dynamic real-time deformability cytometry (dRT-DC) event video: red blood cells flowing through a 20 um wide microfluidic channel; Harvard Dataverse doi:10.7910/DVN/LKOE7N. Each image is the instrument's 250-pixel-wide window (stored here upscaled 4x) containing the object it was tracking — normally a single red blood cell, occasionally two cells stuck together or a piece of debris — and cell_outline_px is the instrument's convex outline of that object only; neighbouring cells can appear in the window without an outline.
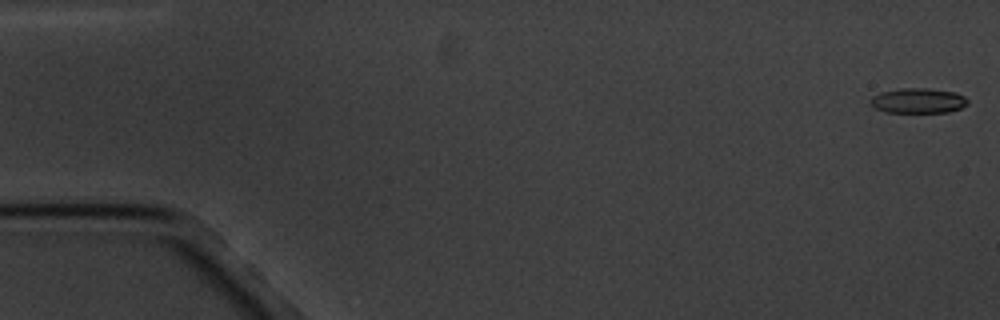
{"species": "common noctule bat (a hibernating species)", "species_latin": "Nyctalus noctula", "temperature_condition": "cold", "stored_images_in_passage": 7, "camera_frame_rate_fps": 3000, "um_per_image_px": 0.085, "animal": {"sex": "male", "body_mass_g": 20.1, "forearm_length_mm": 53.5}, "frame": {"image": 1, "passage_image": 1, "time_ms": 0.0, "image_size_px": [1000, 320], "cell_outline_px": [[968, 104], [960, 108], [948, 112], [884, 112], [872, 108], [868, 104], [868, 100], [872, 96], [880, 92], [900, 88], [924, 88], [956, 92], [964, 96], [968, 100]], "centroid_in_image_um": [77.97, 8.56], "position_along_channel_um": 7.0, "area_um2": 14.45}}
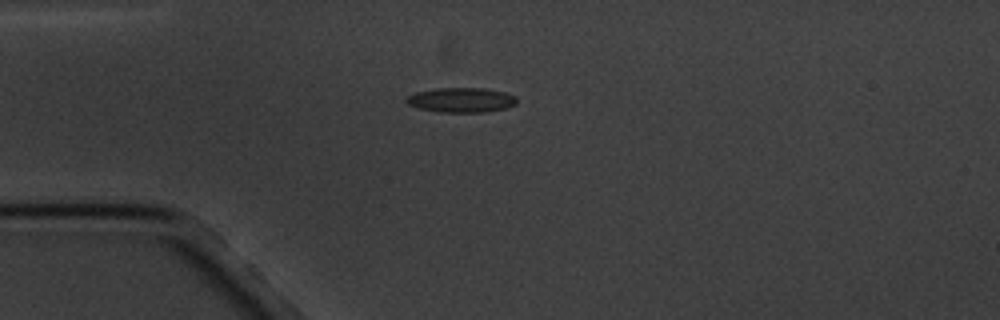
{"frame": {"image": 2, "passage_image": 5, "time_ms": 4.667, "image_size_px": [1000, 320], "cell_outline_px": [[516, 104], [508, 108], [484, 112], [440, 112], [420, 108], [408, 104], [404, 100], [408, 96], [416, 92], [436, 88], [484, 88], [504, 92], [516, 96]], "centroid_in_image_um": [39.23, 8.5], "position_along_channel_um": 45.8, "area_um2": 15.9}}
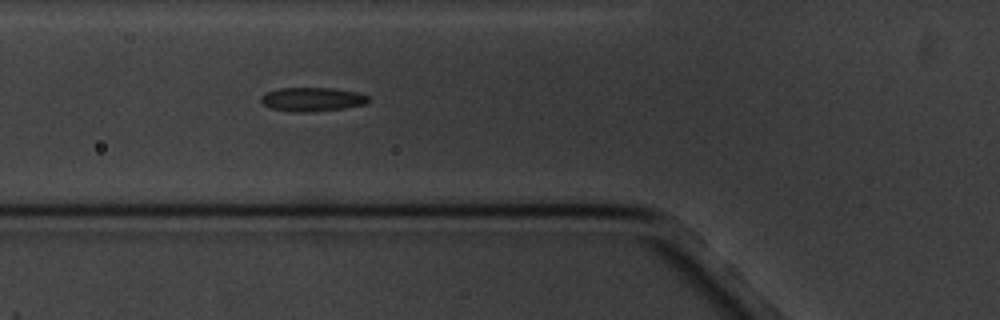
{"frame": {"image": 3, "passage_image": 7, "time_ms": 6.667, "image_size_px": [1000, 320], "cell_outline_px": [[368, 104], [344, 108], [304, 112], [296, 112], [272, 108], [264, 104], [260, 100], [260, 96], [264, 92], [280, 88], [332, 88], [356, 92], [368, 96]], "centroid_in_image_um": [26.52, 8.43], "position_along_channel_um": 99.3, "area_um2": 14.85}}